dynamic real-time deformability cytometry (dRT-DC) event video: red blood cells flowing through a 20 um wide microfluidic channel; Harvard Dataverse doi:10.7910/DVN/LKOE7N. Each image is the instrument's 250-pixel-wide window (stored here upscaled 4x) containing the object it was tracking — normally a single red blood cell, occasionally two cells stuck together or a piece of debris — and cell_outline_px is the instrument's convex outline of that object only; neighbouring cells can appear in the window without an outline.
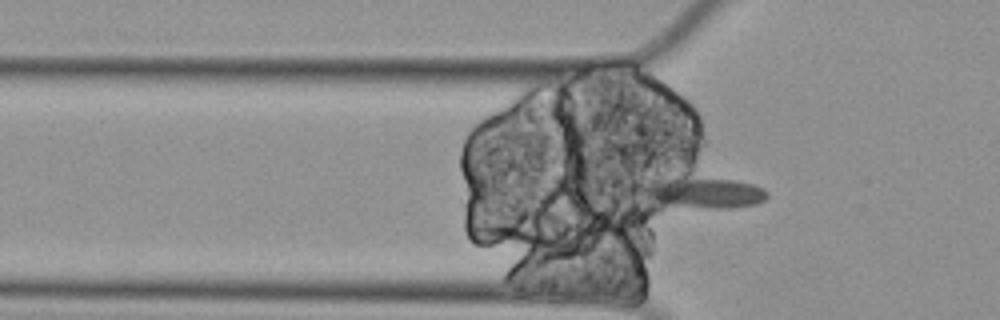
{"species": "Egyptian fruit bat (a non-hibernating species)", "species_latin": "Rousettus aegyptiacus", "temperature_condition": "cold", "stored_images_in_passage": 6, "camera_frame_rate_fps": 3000, "um_per_image_px": 0.085, "animal": {"sex": "female"}, "frame": {"image": 1, "passage_image": 6, "time_ms": 1.667, "image_size_px": [1000, 320], "cell_outline_px": [[768, 196], [764, 200], [756, 204], [728, 208], [656, 208], [636, 188], [644, 184], [684, 172], [732, 180], [752, 184], [764, 188], [768, 192]], "centroid_in_image_um": [59.59, 16.35], "position_along_channel_um": 66.2, "area_um2": 24.74}}